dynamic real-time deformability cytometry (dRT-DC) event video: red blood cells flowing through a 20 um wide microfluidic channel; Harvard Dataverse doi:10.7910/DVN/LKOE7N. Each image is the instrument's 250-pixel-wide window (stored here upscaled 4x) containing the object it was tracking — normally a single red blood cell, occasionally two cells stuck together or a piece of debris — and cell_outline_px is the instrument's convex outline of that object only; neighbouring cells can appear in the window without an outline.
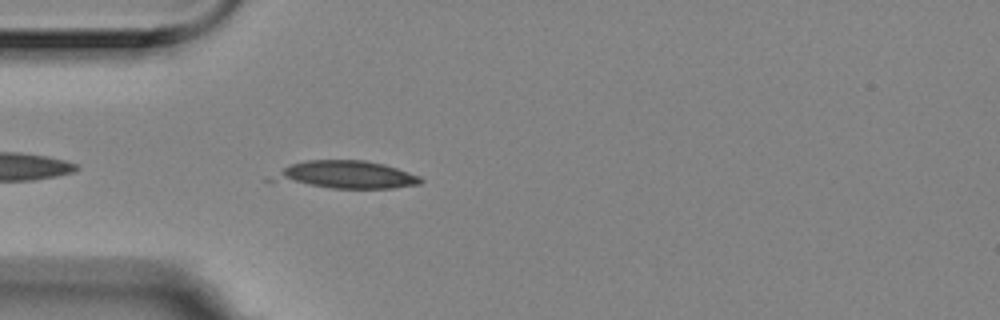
{"species": "Egyptian fruit bat (a non-hibernating species)", "species_latin": "Rousettus aegyptiacus", "temperature_condition": "room temperature", "stored_images_in_passage": 3, "camera_frame_rate_fps": 3000, "um_per_image_px": 0.085, "animal": {"sex": "female"}, "frame": {"image": 1, "passage_image": 3, "time_ms": 0.667, "image_size_px": [1000, 320], "cell_outline_px": [[424, 180], [420, 184], [392, 188], [332, 188], [264, 180], [284, 168], [292, 164], [308, 160], [364, 160], [384, 164], [420, 176]], "centroid_in_image_um": [29.37, 14.86], "position_along_channel_um": 55.6, "area_um2": 23.81}}